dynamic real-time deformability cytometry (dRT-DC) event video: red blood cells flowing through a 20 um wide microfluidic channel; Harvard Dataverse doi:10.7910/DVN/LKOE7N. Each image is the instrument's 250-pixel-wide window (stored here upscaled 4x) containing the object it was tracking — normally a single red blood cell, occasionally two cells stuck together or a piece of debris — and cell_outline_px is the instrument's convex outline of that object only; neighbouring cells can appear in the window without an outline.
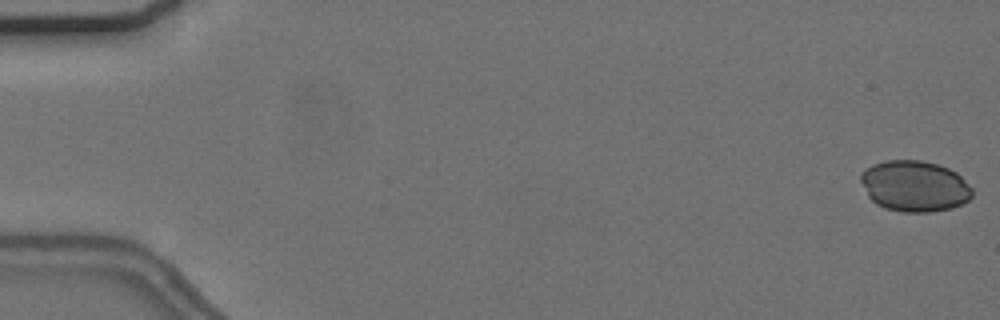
{"species": "common noctule bat (a hibernating species)", "species_latin": "Nyctalus noctula", "temperature_condition": "cold", "stored_images_in_passage": 56, "camera_frame_rate_fps": 3000, "um_per_image_px": 0.085, "animal": {"sex": "female", "body_mass_g": 24.6, "forearm_length_mm": 56.2}, "frame": {"image": 1, "passage_image": 1, "time_ms": 0.0, "image_size_px": [1000, 320], "cell_outline_px": [[972, 196], [968, 200], [952, 208], [928, 212], [904, 212], [884, 208], [876, 204], [868, 196], [860, 180], [860, 172], [864, 168], [872, 164], [884, 160], [920, 160], [936, 164], [948, 168], [956, 172], [972, 188]], "centroid_in_image_um": [77.7, 15.81], "position_along_channel_um": 7.3, "area_um2": 33.23}}